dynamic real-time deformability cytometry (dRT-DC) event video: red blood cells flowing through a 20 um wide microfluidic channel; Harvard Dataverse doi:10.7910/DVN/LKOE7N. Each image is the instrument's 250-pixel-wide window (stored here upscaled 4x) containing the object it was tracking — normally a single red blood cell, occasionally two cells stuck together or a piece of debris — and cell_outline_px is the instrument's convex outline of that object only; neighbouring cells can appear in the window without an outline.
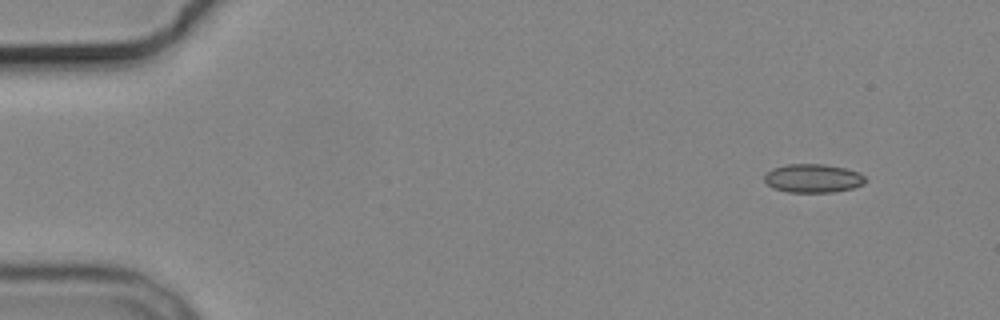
{"species": "common noctule bat (a hibernating species)", "species_latin": "Nyctalus noctula", "temperature_condition": "cold", "stored_images_in_passage": 5, "camera_frame_rate_fps": 3000, "um_per_image_px": 0.085, "animal": {"sex": "male", "body_mass_g": 19.2, "forearm_length_mm": 51.8}, "frame": {"image": 1, "passage_image": 1, "time_ms": 0.0, "image_size_px": [1000, 320], "cell_outline_px": [[868, 180], [864, 184], [852, 188], [832, 192], [788, 192], [772, 188], [764, 180], [764, 176], [772, 168], [788, 164], [824, 164], [844, 168], [860, 172]], "centroid_in_image_um": [69.12, 15.15], "position_along_channel_um": 15.9, "area_um2": 16.88}}